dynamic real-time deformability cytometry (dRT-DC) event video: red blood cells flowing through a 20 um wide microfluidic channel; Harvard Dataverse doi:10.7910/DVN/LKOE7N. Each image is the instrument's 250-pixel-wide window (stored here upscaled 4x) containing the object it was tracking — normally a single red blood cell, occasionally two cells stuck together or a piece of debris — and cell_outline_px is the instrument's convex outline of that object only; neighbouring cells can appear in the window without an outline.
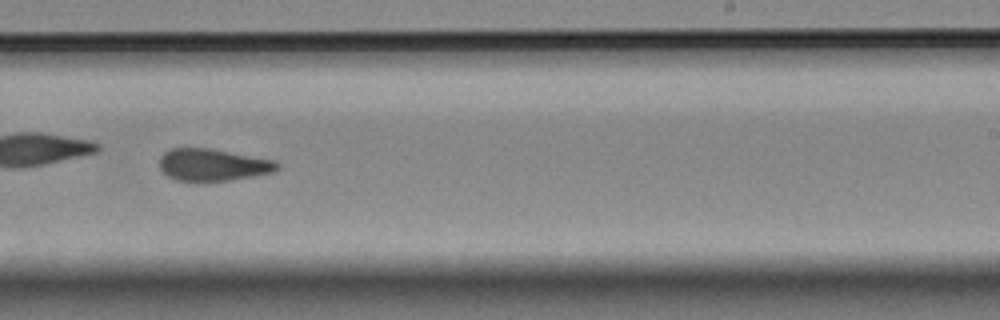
{"species": "Egyptian fruit bat (a non-hibernating species)", "species_latin": "Rousettus aegyptiacus", "temperature_condition": "room temperature", "stored_images_in_passage": 31, "camera_frame_rate_fps": 3000, "um_per_image_px": 0.085, "animal": {"sex": "female"}, "frame": {"image": 1, "passage_image": 22, "time_ms": 7.0, "image_size_px": [1000, 320], "cell_outline_px": [[280, 168], [272, 172], [256, 176], [204, 184], [196, 184], [176, 180], [168, 176], [160, 168], [160, 156], [168, 148], [208, 148], [276, 160], [280, 164]], "centroid_in_image_um": [18.08, 14.05], "position_along_channel_um": 270.9, "area_um2": 22.83}, "authors_computed_cell_mechanics": {"area_um2": 22.7154, "velocity_mm_per_s": 3.5266, "shape_relaxation_time_tau1_ms": null, "shape_relaxation_time_tau2_ms": 1.9714, "deformation_change_tau1": null, "deformation_change_tau2": 0.0834}}